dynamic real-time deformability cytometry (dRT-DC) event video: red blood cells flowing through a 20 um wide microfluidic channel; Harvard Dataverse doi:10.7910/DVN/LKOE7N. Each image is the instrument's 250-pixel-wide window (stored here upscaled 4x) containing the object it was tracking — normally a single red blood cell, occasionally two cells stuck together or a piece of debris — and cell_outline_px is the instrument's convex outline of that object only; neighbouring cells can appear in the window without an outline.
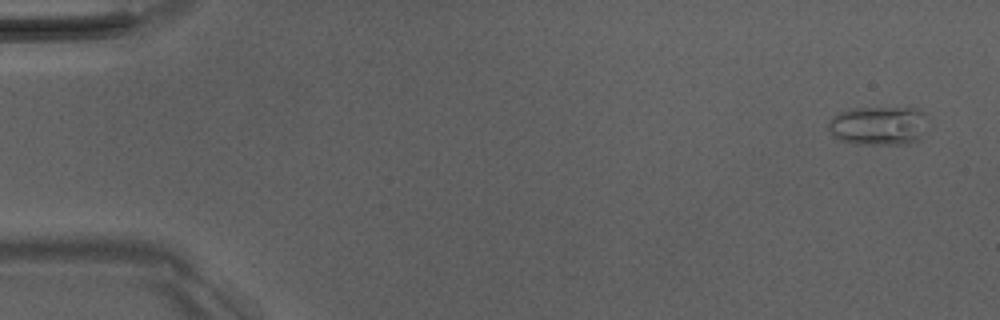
{"species": "Egyptian fruit bat (a non-hibernating species)", "species_latin": "Rousettus aegyptiacus", "temperature_condition": "room temperature", "stored_images_in_passage": 2, "camera_frame_rate_fps": 3000, "um_per_image_px": 0.085, "animal": {"sex": "male"}, "frame": {"image": 1, "passage_image": 2, "time_ms": 2.0, "image_size_px": [1000, 320], "cell_outline_px": [[924, 112], [920, 136], [912, 144], [856, 144], [840, 140], [832, 136], [828, 128], [828, 124], [832, 116], [840, 112], [852, 108], [916, 108]], "centroid_in_image_um": [74.58, 10.69], "position_along_channel_um": 10.4, "area_um2": 22.25}}